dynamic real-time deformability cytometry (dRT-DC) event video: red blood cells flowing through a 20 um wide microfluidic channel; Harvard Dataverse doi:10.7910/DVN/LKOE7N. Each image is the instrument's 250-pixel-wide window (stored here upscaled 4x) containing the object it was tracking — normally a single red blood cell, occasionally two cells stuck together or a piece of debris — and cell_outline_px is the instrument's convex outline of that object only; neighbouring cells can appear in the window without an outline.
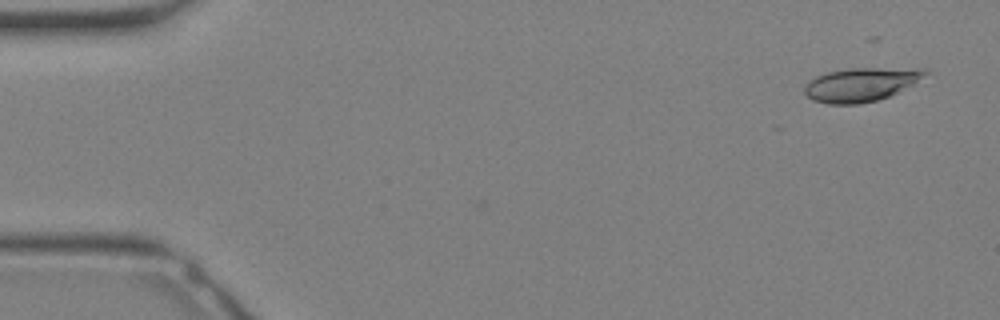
{"species": "Egyptian fruit bat (a non-hibernating species)", "species_latin": "Rousettus aegyptiacus", "temperature_condition": "warm", "stored_images_in_passage": 28, "camera_frame_rate_fps": 3000, "um_per_image_px": 0.085, "animal": {"sex": "female"}, "frame": {"image": 1, "passage_image": 2, "time_ms": 0.333, "image_size_px": [1000, 320], "cell_outline_px": [[928, 72], [912, 84], [888, 96], [876, 100], [860, 104], [828, 104], [812, 100], [804, 92], [804, 88], [816, 76], [828, 72], [852, 68], [924, 68]], "centroid_in_image_um": [73.16, 7.18], "position_along_channel_um": 11.8, "area_um2": 23.24}}
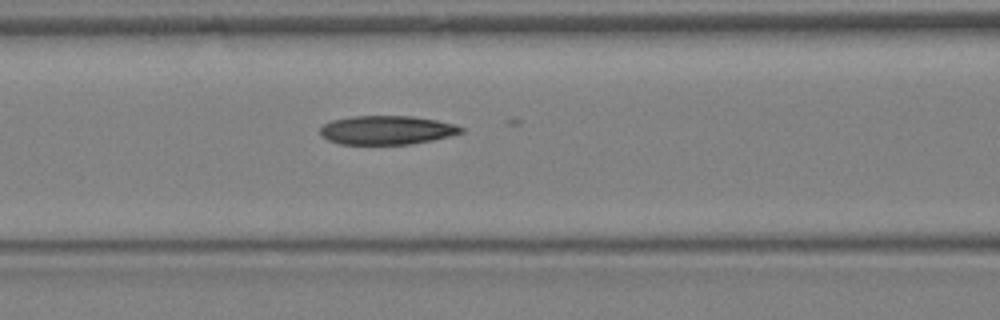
{"frame": {"image": 2, "passage_image": 14, "time_ms": 4.333, "image_size_px": [1000, 320], "cell_outline_px": [[464, 132], [432, 140], [412, 144], [340, 144], [328, 140], [320, 136], [320, 128], [324, 124], [332, 120], [352, 116], [412, 116], [436, 120], [456, 124], [464, 128]], "centroid_in_image_um": [32.87, 11.06], "position_along_channel_um": 133.7, "area_um2": 23.76}}
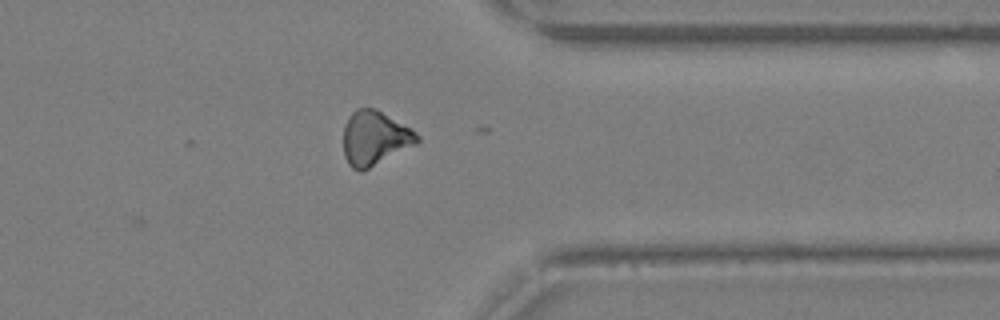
{"frame": {"image": 3, "passage_image": 26, "time_ms": 8.333, "image_size_px": [1000, 320], "cell_outline_px": [[420, 140], [416, 144], [360, 172], [352, 168], [348, 164], [344, 156], [344, 124], [348, 116], [356, 108], [372, 108], [380, 112], [416, 132], [420, 136]], "centroid_in_image_um": [31.81, 11.75], "position_along_channel_um": 379.6, "area_um2": 22.89}}